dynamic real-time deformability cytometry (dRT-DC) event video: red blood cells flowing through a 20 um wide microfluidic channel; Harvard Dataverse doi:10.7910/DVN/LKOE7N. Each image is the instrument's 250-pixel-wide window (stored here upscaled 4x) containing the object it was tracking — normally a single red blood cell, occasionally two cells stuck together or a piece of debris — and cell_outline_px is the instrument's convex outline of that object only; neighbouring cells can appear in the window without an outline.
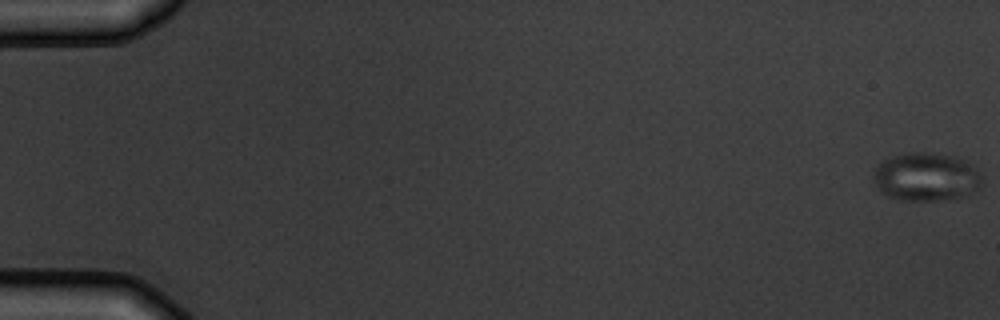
{"species": "common noctule bat (a hibernating species)", "species_latin": "Nyctalus noctula", "temperature_condition": "warm", "stored_images_in_passage": 4, "camera_frame_rate_fps": 3000, "um_per_image_px": 0.085, "animal": {"sex": "male", "body_mass_g": 19.5, "forearm_length_mm": 54.6}, "frame": {"image": 1, "passage_image": 1, "time_ms": 0.0, "image_size_px": [1000, 320], "cell_outline_px": [[984, 184], [972, 196], [940, 200], [900, 200], [888, 196], [880, 192], [872, 180], [872, 176], [876, 168], [884, 160], [892, 156], [908, 152], [936, 152], [964, 156], [984, 176]], "centroid_in_image_um": [78.83, 15.02], "position_along_channel_um": 6.2, "area_um2": 31.91}}